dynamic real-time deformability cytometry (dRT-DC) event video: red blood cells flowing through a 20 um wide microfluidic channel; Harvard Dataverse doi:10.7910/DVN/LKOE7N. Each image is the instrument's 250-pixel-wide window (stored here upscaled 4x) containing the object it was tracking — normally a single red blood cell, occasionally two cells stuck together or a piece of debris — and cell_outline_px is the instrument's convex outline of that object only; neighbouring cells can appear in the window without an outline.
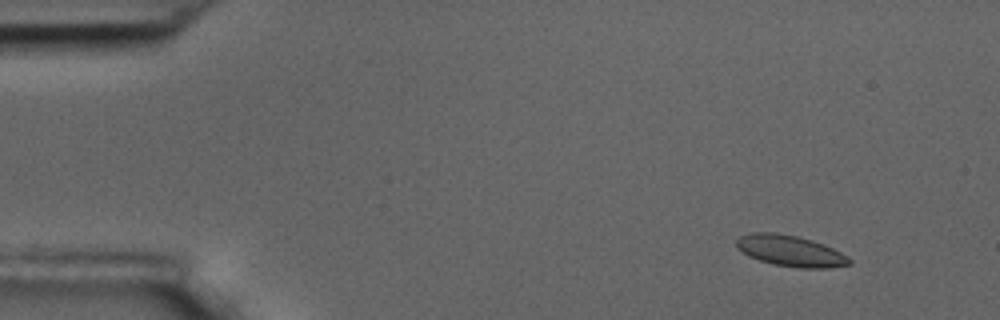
{"species": "common noctule bat (a hibernating species)", "species_latin": "Nyctalus noctula", "temperature_condition": "room temperature", "stored_images_in_passage": 4, "camera_frame_rate_fps": 3000, "um_per_image_px": 0.085, "animal": {"sex": "male", "body_mass_g": 17.5, "forearm_length_mm": 52.3}, "frame": {"image": 1, "passage_image": 1, "time_ms": 0.0, "image_size_px": [1000, 320], "cell_outline_px": [[852, 264], [828, 268], [796, 268], [772, 264], [748, 256], [736, 248], [736, 240], [740, 236], [752, 232], [776, 232], [796, 236], [812, 240], [824, 244], [848, 256], [852, 260]], "centroid_in_image_um": [67.18, 21.33], "position_along_channel_um": 17.8, "area_um2": 20.63}}
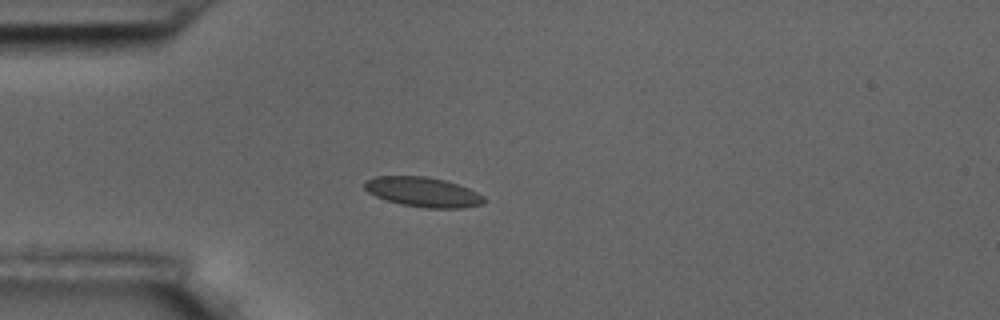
{"frame": {"image": 2, "passage_image": 4, "time_ms": 1.0, "image_size_px": [1000, 320], "cell_outline_px": [[488, 200], [484, 204], [464, 208], [428, 208], [400, 204], [376, 196], [368, 192], [364, 188], [364, 180], [376, 176], [424, 176], [444, 180], [468, 188], [484, 196]], "centroid_in_image_um": [35.97, 16.32], "position_along_channel_um": 49.0, "area_um2": 20.75}}